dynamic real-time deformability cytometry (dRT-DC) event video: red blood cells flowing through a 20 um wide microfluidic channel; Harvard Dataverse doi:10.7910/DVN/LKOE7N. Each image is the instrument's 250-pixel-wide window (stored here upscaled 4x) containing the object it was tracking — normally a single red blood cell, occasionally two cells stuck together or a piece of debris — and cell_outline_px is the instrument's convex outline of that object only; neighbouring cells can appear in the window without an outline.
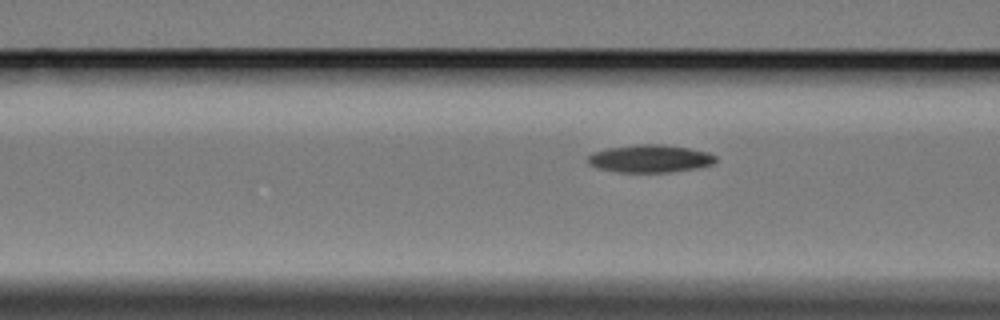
{"species": "Egyptian fruit bat (a non-hibernating species)", "species_latin": "Rousettus aegyptiacus", "temperature_condition": "cold", "stored_images_in_passage": 6, "camera_frame_rate_fps": 3000, "um_per_image_px": 0.085, "animal": {"sex": "female"}, "frame": {"image": 1, "passage_image": 6, "time_ms": 6.0, "image_size_px": [1000, 320], "cell_outline_px": [[716, 160], [712, 164], [696, 168], [668, 172], [616, 172], [596, 168], [588, 164], [588, 156], [592, 152], [608, 148], [636, 144], [660, 144], [688, 148], [708, 152], [716, 156]], "centroid_in_image_um": [55.21, 13.48], "position_along_channel_um": 111.4, "area_um2": 20.63}}